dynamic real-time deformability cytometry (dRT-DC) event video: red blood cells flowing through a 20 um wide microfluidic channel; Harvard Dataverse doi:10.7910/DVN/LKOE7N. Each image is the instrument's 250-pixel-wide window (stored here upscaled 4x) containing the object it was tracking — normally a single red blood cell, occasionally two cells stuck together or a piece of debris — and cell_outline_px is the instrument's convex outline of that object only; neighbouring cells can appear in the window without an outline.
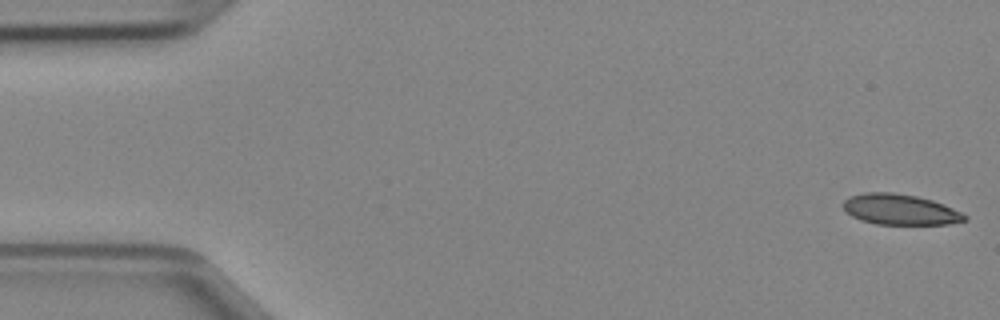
{"species": "Egyptian fruit bat (a non-hibernating species)", "species_latin": "Rousettus aegyptiacus", "temperature_condition": "cold", "stored_images_in_passage": 48, "camera_frame_rate_fps": 3000, "um_per_image_px": 0.085, "animal": {"sex": "female"}, "frame": {"image": 1, "passage_image": 1, "time_ms": 0.0, "image_size_px": [1000, 320], "cell_outline_px": [[968, 220], [948, 224], [876, 224], [860, 220], [852, 216], [844, 208], [844, 200], [848, 196], [864, 192], [892, 192], [916, 196], [932, 200], [952, 208], [968, 216]], "centroid_in_image_um": [76.5, 17.8], "position_along_channel_um": 8.5, "area_um2": 21.62}}
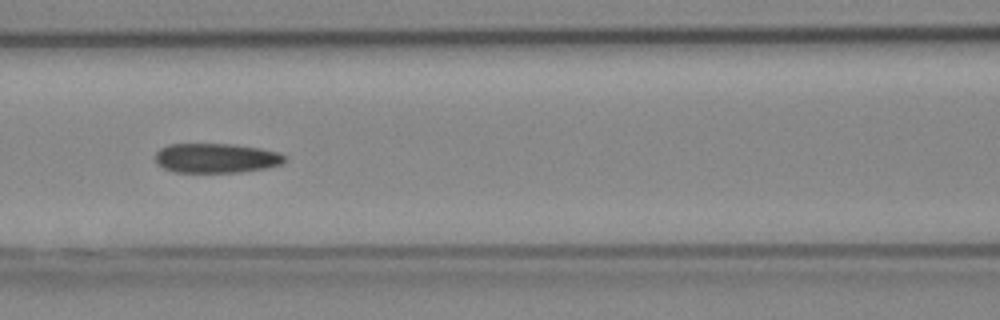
{"frame": {"image": 2, "passage_image": 20, "time_ms": 6.333, "image_size_px": [1000, 320], "cell_outline_px": [[288, 160], [284, 164], [268, 168], [240, 172], [176, 172], [164, 168], [156, 164], [156, 152], [160, 148], [168, 144], [232, 144], [260, 148], [280, 152], [288, 156]], "centroid_in_image_um": [18.45, 13.44], "position_along_channel_um": 148.2, "area_um2": 22.66}}
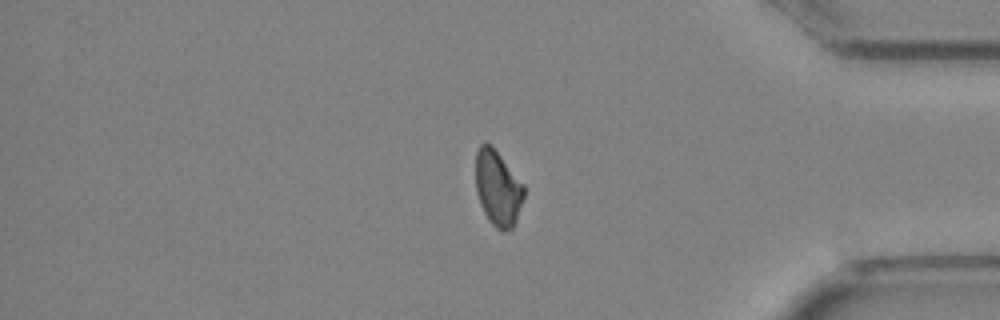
{"frame": {"image": 3, "passage_image": 39, "time_ms": 12.667, "image_size_px": [1000, 320], "cell_outline_px": [[524, 196], [516, 220], [512, 228], [496, 228], [492, 224], [484, 212], [480, 204], [476, 192], [476, 152], [480, 144], [492, 144], [524, 184]], "centroid_in_image_um": [42.31, 15.94], "position_along_channel_um": 392.9, "area_um2": 21.04}}